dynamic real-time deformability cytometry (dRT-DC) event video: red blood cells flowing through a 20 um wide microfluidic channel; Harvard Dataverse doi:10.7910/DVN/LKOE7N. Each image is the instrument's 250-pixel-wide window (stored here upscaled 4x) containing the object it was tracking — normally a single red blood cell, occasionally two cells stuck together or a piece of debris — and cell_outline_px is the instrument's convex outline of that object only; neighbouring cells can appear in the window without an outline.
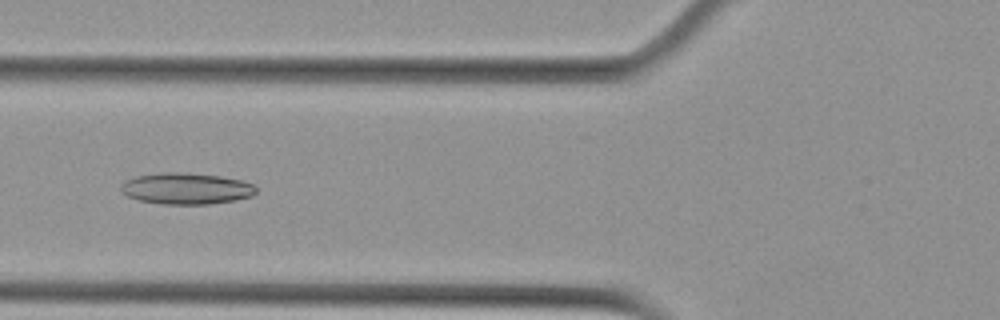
{"species": "Egyptian fruit bat (a non-hibernating species)", "species_latin": "Rousettus aegyptiacus", "temperature_condition": "cold", "stored_images_in_passage": 44, "camera_frame_rate_fps": 3000, "um_per_image_px": 0.085, "animal": {"sex": "female"}, "frame": {"image": 1, "passage_image": 10, "time_ms": 3.0, "image_size_px": [1000, 320], "cell_outline_px": [[256, 192], [252, 196], [236, 200], [208, 204], [164, 204], [140, 200], [128, 196], [120, 188], [128, 180], [136, 176], [164, 172], [188, 172], [220, 176], [240, 180], [252, 184], [256, 188]], "centroid_in_image_um": [15.87, 16.02], "position_along_channel_um": 109.9, "area_um2": 24.45}}
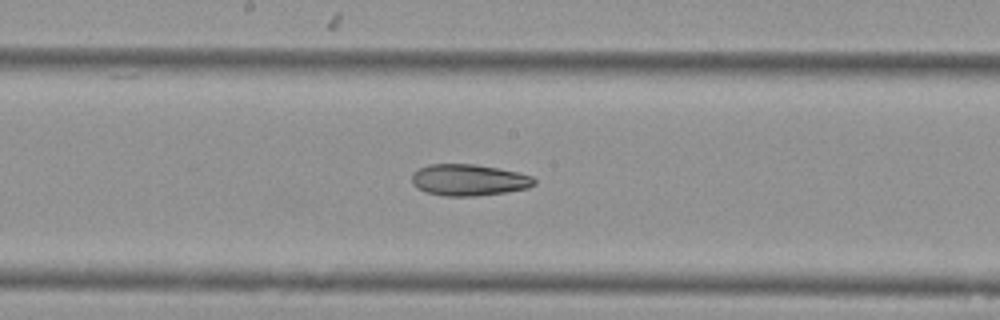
{"frame": {"image": 2, "passage_image": 18, "time_ms": 5.667, "image_size_px": [1000, 320], "cell_outline_px": [[536, 184], [528, 188], [504, 192], [476, 196], [444, 196], [424, 192], [416, 188], [412, 184], [412, 172], [428, 164], [476, 164], [516, 172], [532, 176], [536, 180]], "centroid_in_image_um": [39.81, 15.3], "position_along_channel_um": 208.4, "area_um2": 22.54}}
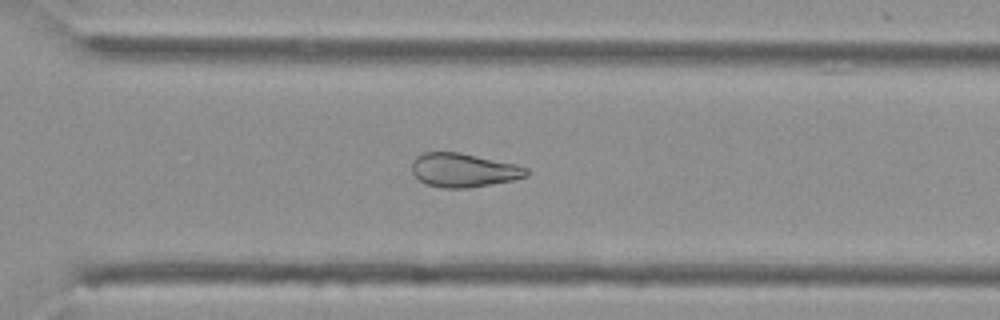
{"frame": {"image": 3, "passage_image": 28, "time_ms": 9.0, "image_size_px": [1000, 320], "cell_outline_px": [[528, 176], [512, 180], [468, 188], [440, 188], [424, 184], [412, 172], [412, 160], [416, 156], [424, 152], [460, 152], [516, 164], [528, 168]], "centroid_in_image_um": [39.38, 14.46], "position_along_channel_um": 331.2, "area_um2": 22.72}, "authors_computed_cell_mechanics": {"area_um2": 24.2471, "velocity_mm_per_s": 3.6959, "shape_relaxation_time_tau1_ms": null, "shape_relaxation_time_tau2_ms": 5.3269, "deformation_change_tau1": null, "deformation_change_tau2": 0.136}}